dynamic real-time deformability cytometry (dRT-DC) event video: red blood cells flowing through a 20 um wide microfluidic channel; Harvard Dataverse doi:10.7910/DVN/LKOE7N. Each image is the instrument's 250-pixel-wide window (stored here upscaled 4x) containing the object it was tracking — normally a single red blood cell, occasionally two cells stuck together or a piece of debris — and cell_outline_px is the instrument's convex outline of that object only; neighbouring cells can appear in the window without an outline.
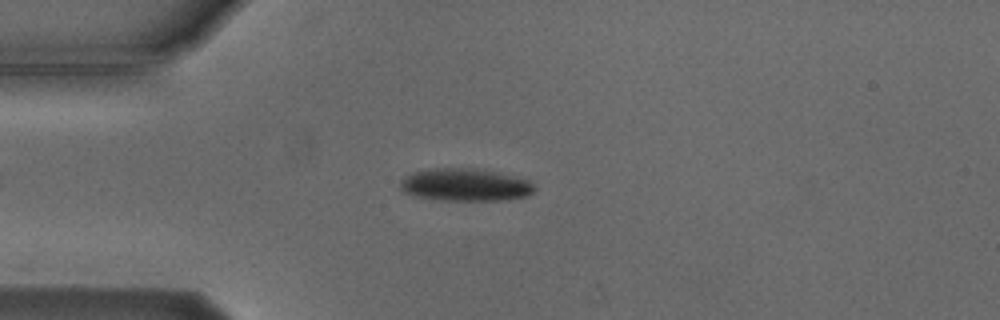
{"species": "Egyptian fruit bat (a non-hibernating species)", "species_latin": "Rousettus aegyptiacus", "temperature_condition": "cold", "stored_images_in_passage": 4, "camera_frame_rate_fps": 3000, "um_per_image_px": 0.085, "animal": {"sex": "male"}, "frame": {"image": 1, "passage_image": 4, "time_ms": 3.667, "image_size_px": [1000, 320], "cell_outline_px": [[536, 192], [528, 196], [508, 200], [436, 200], [412, 196], [404, 192], [400, 188], [400, 180], [404, 176], [412, 172], [436, 168], [472, 168], [496, 172], [528, 180], [536, 188]], "centroid_in_image_um": [39.53, 15.72], "position_along_channel_um": 45.5, "area_um2": 25.72}}